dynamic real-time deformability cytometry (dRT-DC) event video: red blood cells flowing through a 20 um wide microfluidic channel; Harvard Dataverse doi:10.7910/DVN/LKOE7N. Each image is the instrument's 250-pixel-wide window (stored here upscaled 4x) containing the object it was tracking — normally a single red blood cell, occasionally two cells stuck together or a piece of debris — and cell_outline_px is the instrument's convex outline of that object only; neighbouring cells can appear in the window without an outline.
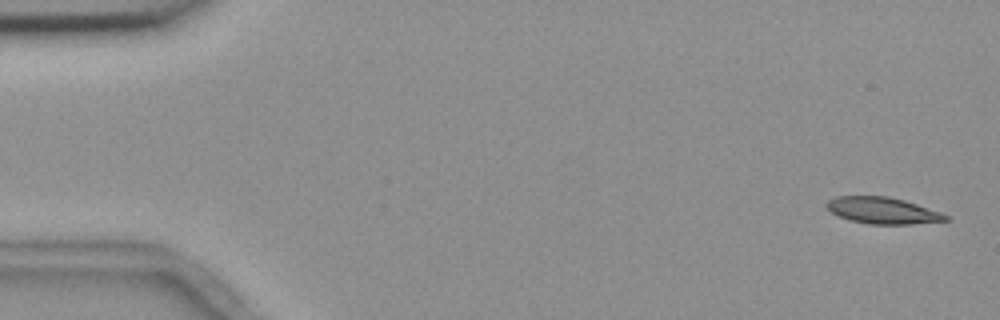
{"species": "common noctule bat (a hibernating species)", "species_latin": "Nyctalus noctula", "temperature_condition": "room temperature", "stored_images_in_passage": 5, "camera_frame_rate_fps": 3000, "um_per_image_px": 0.085, "animal": {"sex": "female", "body_mass_g": 18.4}, "frame": {"image": 1, "passage_image": 1, "time_ms": 0.0, "image_size_px": [1000, 320], "cell_outline_px": [[948, 220], [912, 224], [868, 224], [852, 220], [840, 216], [832, 212], [824, 204], [828, 200], [836, 196], [888, 196], [904, 200], [940, 212], [948, 216]], "centroid_in_image_um": [75.01, 17.89], "position_along_channel_um": 10.0, "area_um2": 18.15}}